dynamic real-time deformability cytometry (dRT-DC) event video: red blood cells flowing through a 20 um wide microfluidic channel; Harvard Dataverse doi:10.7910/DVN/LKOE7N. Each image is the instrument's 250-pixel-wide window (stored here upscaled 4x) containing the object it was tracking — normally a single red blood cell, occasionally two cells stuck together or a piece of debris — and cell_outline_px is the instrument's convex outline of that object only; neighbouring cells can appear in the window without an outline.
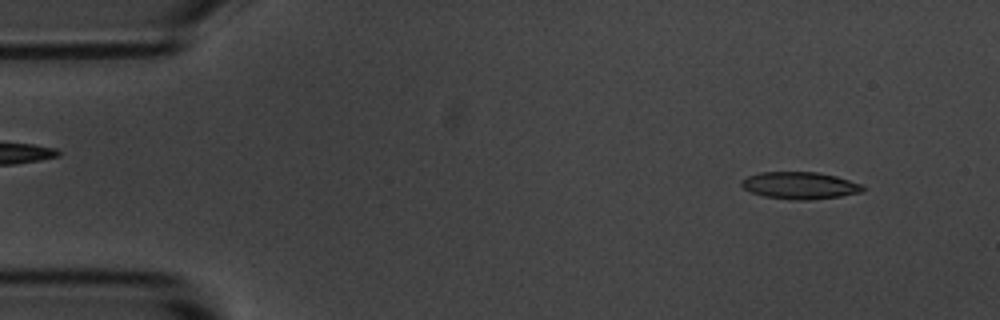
{"species": "common noctule bat (a hibernating species)", "species_latin": "Nyctalus noctula", "temperature_condition": "room temperature", "stored_images_in_passage": 13, "camera_frame_rate_fps": 3000, "um_per_image_px": 0.085, "animal": {"sex": "male", "body_mass_g": 20.1, "forearm_length_mm": 53.5}, "frame": {"image": 1, "passage_image": 4, "time_ms": 1.0, "image_size_px": [1000, 320], "cell_outline_px": [[868, 188], [864, 192], [840, 196], [808, 200], [796, 200], [764, 196], [752, 192], [744, 188], [740, 184], [740, 180], [748, 176], [760, 172], [816, 172], [836, 176], [860, 184]], "centroid_in_image_um": [68.01, 15.76], "position_along_channel_um": 17.0, "area_um2": 19.13}}